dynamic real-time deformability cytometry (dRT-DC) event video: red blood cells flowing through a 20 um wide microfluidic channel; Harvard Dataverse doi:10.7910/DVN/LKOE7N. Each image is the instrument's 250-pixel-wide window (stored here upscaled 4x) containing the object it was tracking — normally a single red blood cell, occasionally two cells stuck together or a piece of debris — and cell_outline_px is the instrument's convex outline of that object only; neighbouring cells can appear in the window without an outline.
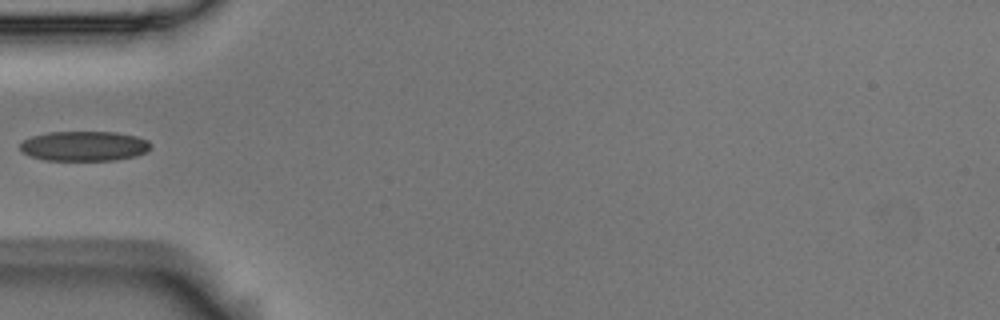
{"species": "Egyptian fruit bat (a non-hibernating species)", "species_latin": "Rousettus aegyptiacus", "temperature_condition": "room temperature", "stored_images_in_passage": 5, "camera_frame_rate_fps": 3000, "um_per_image_px": 0.085, "animal": {"sex": "male"}, "frame": {"image": 1, "passage_image": 4, "time_ms": 1.0, "image_size_px": [1000, 320], "cell_outline_px": [[152, 144], [148, 152], [136, 156], [116, 160], [44, 160], [32, 156], [24, 152], [20, 148], [20, 144], [24, 140], [32, 136], [48, 132], [116, 132], [136, 136], [148, 140]], "centroid_in_image_um": [7.21, 12.41], "position_along_channel_um": 77.8, "area_um2": 22.77}}
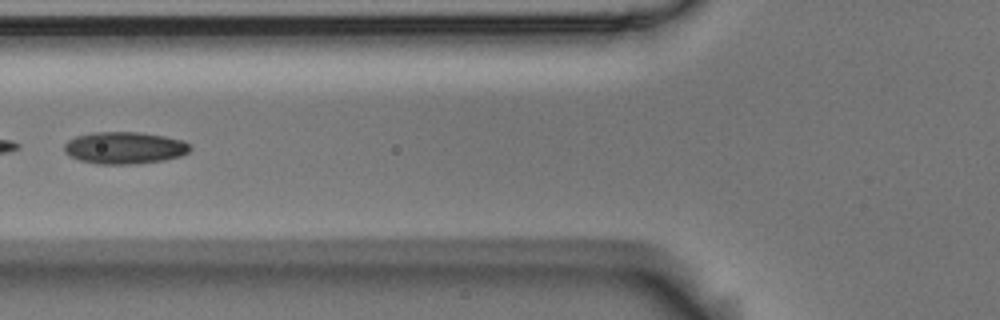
{"frame": {"image": 2, "passage_image": 5, "time_ms": 1.333, "image_size_px": [1000, 320], "cell_outline_px": [[192, 148], [188, 152], [180, 156], [164, 160], [136, 164], [96, 164], [80, 160], [64, 152], [64, 144], [68, 140], [76, 136], [92, 132], [140, 132], [164, 136], [184, 140]], "centroid_in_image_um": [10.59, 12.56], "position_along_channel_um": 115.2, "area_um2": 23.58}}